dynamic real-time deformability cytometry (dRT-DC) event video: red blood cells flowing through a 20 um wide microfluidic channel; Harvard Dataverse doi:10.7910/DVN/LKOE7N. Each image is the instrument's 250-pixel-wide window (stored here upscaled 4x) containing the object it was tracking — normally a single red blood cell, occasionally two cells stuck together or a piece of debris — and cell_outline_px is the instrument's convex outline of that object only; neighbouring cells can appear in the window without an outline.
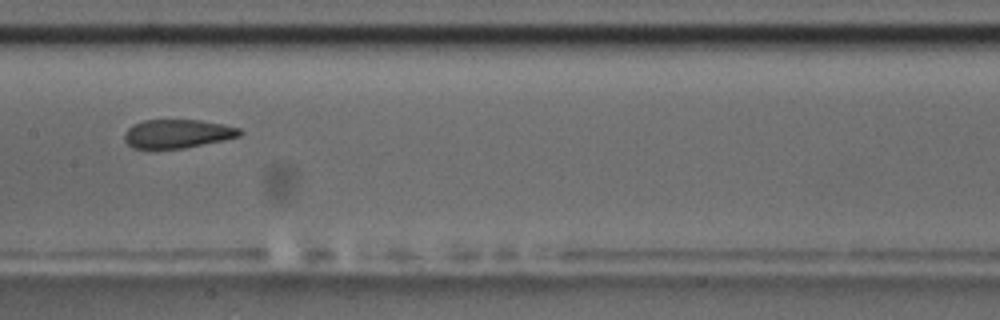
{"species": "common noctule bat (a hibernating species)", "species_latin": "Nyctalus noctula", "temperature_condition": "room temperature", "stored_images_in_passage": 13, "camera_frame_rate_fps": 3000, "um_per_image_px": 0.085, "animal": {"sex": "male", "body_mass_g": 17.5, "forearm_length_mm": 52.3}, "frame": {"image": 1, "passage_image": 8, "time_ms": 9.0, "image_size_px": [1000, 320], "cell_outline_px": [[244, 132], [240, 136], [224, 140], [184, 148], [132, 148], [124, 140], [124, 132], [132, 124], [144, 120], [200, 120], [224, 124], [240, 128]], "centroid_in_image_um": [15.09, 11.36], "position_along_channel_um": 192.3, "area_um2": 19.36}, "authors_computed_cell_mechanics": {"area_um2": 20.519, "velocity_mm_per_s": 3.4668, "shape_relaxation_time_tau1_ms": null, "shape_relaxation_time_tau2_ms": 1.9211, "deformation_change_tau1": null, "deformation_change_tau2": 0.079}}